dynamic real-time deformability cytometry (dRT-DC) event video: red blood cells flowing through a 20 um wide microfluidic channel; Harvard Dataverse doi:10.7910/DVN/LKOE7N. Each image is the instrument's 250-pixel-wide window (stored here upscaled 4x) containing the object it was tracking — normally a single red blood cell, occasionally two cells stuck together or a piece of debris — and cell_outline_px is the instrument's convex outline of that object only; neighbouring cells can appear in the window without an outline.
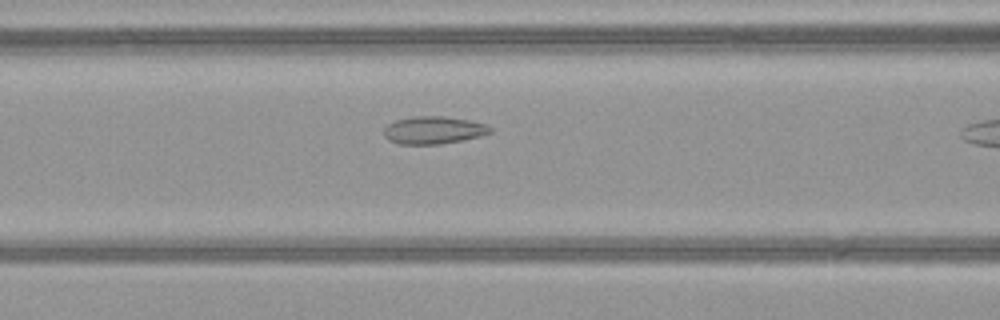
{"species": "common noctule bat (a hibernating species)", "species_latin": "Nyctalus noctula", "temperature_condition": "warm", "stored_images_in_passage": 11, "camera_frame_rate_fps": 3000, "um_per_image_px": 0.085, "animal": {"sex": "female", "body_mass_g": 21.9}, "frame": {"image": 1, "passage_image": 10, "time_ms": 3.0, "image_size_px": [1000, 320], "cell_outline_px": [[492, 132], [480, 136], [440, 144], [400, 144], [388, 140], [384, 136], [384, 128], [388, 124], [396, 120], [412, 116], [444, 116], [468, 120], [484, 124], [492, 128]], "centroid_in_image_um": [36.82, 11.06], "position_along_channel_um": 129.8, "area_um2": 16.99}}